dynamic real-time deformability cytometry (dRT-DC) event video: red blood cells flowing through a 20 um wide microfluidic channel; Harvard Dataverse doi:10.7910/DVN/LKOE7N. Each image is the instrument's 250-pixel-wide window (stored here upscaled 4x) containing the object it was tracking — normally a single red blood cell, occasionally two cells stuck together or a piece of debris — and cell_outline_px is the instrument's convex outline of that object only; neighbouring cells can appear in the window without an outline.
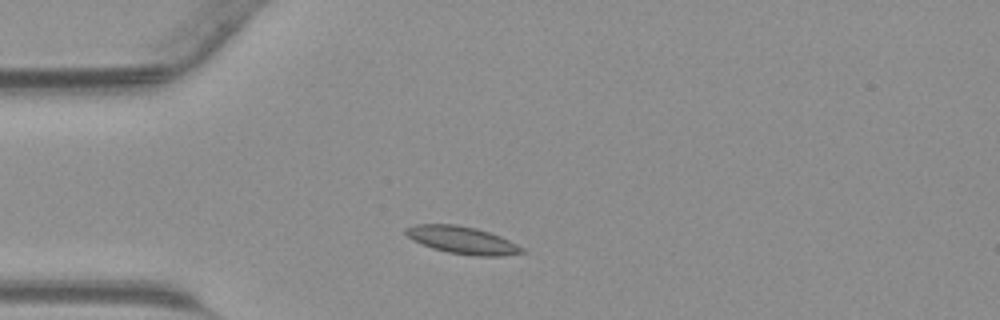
{"species": "common noctule bat (a hibernating species)", "species_latin": "Nyctalus noctula", "temperature_condition": "warm", "stored_images_in_passage": 34, "camera_frame_rate_fps": 3000, "um_per_image_px": 0.085, "animal": {"sex": "male", "body_mass_g": 23.1, "forearm_length_mm": 52.7}, "frame": {"image": 1, "passage_image": 1, "time_ms": 0.0, "image_size_px": [1000, 320], "cell_outline_px": [[528, 252], [500, 256], [476, 256], [448, 252], [432, 248], [412, 240], [404, 232], [404, 228], [416, 224], [456, 224], [476, 228], [500, 236], [524, 248]], "centroid_in_image_um": [39.29, 20.41], "position_along_channel_um": 45.7, "area_um2": 18.55}}
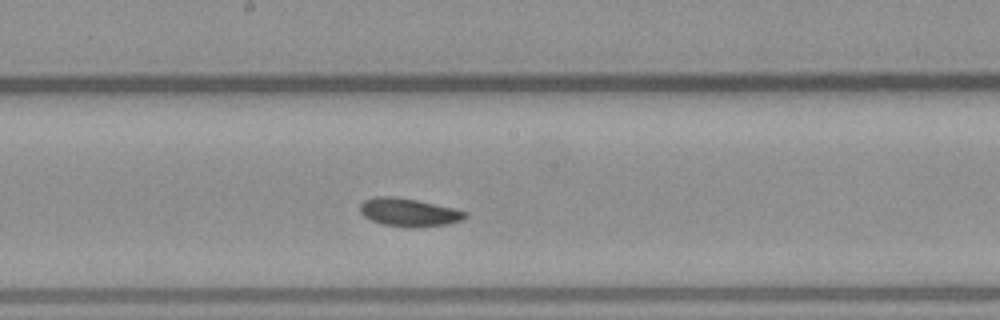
{"frame": {"image": 2, "passage_image": 13, "time_ms": 4.0, "image_size_px": [1000, 320], "cell_outline_px": [[468, 216], [460, 220], [448, 224], [384, 224], [372, 220], [364, 216], [360, 212], [360, 204], [364, 200], [376, 196], [392, 196], [416, 200], [456, 208], [468, 212]], "centroid_in_image_um": [34.75, 17.98], "position_along_channel_um": 213.5, "area_um2": 16.3}}
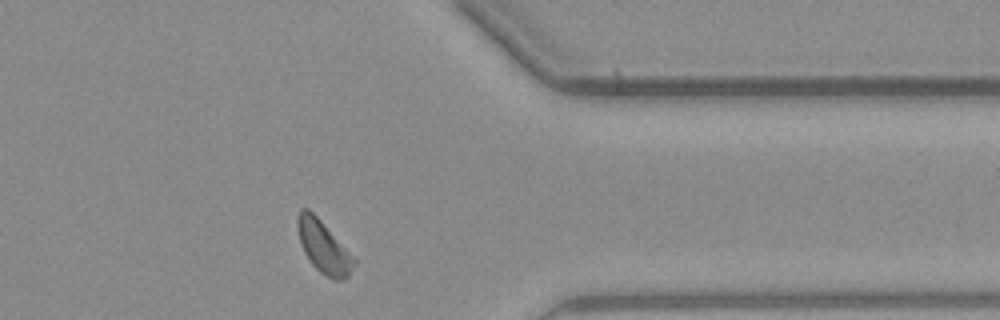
{"frame": {"image": 3, "passage_image": 25, "time_ms": 8.0, "image_size_px": [1000, 320], "cell_outline_px": [[356, 264], [348, 276], [344, 280], [332, 280], [320, 272], [312, 264], [304, 252], [300, 244], [296, 224], [296, 216], [300, 208], [308, 208], [320, 220], [356, 260]], "centroid_in_image_um": [27.47, 21.0], "position_along_channel_um": 383.9, "area_um2": 17.05}}